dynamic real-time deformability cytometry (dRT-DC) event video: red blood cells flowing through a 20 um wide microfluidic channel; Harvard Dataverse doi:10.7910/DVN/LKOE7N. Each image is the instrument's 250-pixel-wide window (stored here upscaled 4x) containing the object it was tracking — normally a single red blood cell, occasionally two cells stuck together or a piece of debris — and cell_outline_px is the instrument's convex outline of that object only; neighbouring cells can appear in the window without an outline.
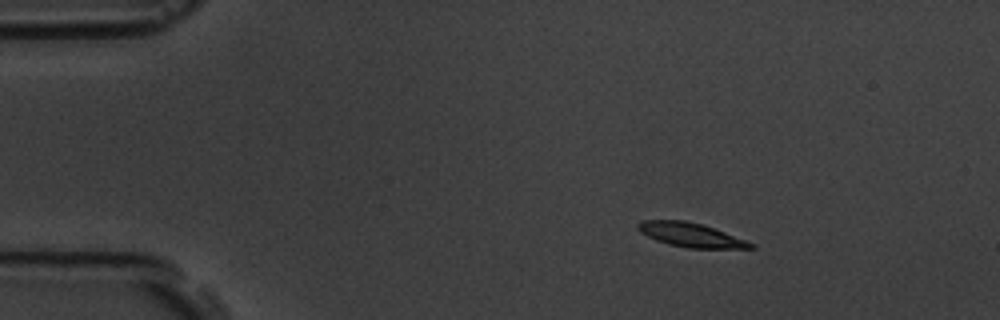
{"species": "common noctule bat (a hibernating species)", "species_latin": "Nyctalus noctula", "temperature_condition": "room temperature", "stored_images_in_passage": 3, "camera_frame_rate_fps": 3000, "um_per_image_px": 0.085, "animal": {"sex": "male", "body_mass_g": 19.5, "forearm_length_mm": 54.6}, "frame": {"image": 1, "passage_image": 1, "time_ms": 0.0, "image_size_px": [1000, 320], "cell_outline_px": [[756, 248], [688, 248], [668, 244], [656, 240], [640, 232], [636, 228], [636, 224], [644, 220], [684, 220], [700, 224], [724, 232], [756, 244]], "centroid_in_image_um": [58.69, 19.97], "position_along_channel_um": 26.3, "area_um2": 15.66}}